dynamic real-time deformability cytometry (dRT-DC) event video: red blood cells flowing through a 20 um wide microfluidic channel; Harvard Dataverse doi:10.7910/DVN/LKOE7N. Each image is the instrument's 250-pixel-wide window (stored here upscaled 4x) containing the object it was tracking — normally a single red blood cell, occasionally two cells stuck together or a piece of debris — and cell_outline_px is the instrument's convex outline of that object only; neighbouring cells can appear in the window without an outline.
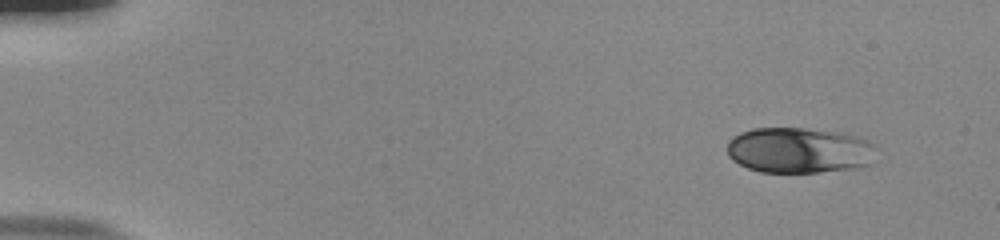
{"species": "human", "species_latin": "Homo sapiens", "temperature_condition": "room temperature", "stored_images_in_passage": 50, "camera_frame_rate_fps": 3000, "um_per_image_px": 0.085, "donor": {"sex": "male"}, "frame": {"image": 1, "passage_image": 1, "time_ms": 0.0, "image_size_px": [1000, 240], "cell_outline_px": [[880, 148], [868, 164], [848, 168], [820, 172], [760, 172], [748, 168], [732, 160], [728, 156], [728, 140], [732, 136], [740, 132], [752, 128], [804, 128], [844, 132], [868, 140], [876, 144]], "centroid_in_image_um": [67.94, 12.75], "position_along_channel_um": 17.1, "area_um2": 40.06}}
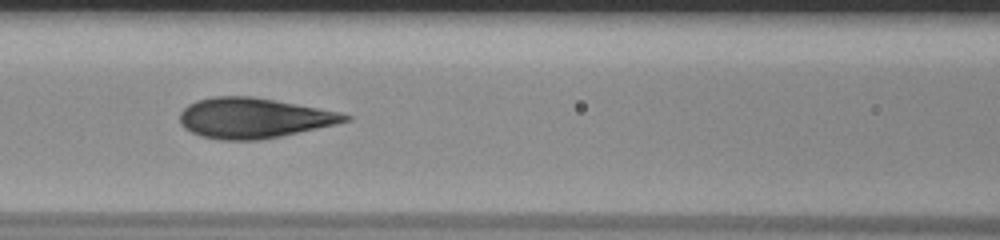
{"frame": {"image": 2, "passage_image": 21, "time_ms": 6.667, "image_size_px": [1000, 240], "cell_outline_px": [[352, 120], [280, 136], [260, 140], [220, 140], [200, 136], [184, 128], [180, 124], [180, 112], [188, 104], [196, 100], [216, 96], [252, 96], [276, 100], [340, 112], [352, 116]], "centroid_in_image_um": [21.53, 10.03], "position_along_channel_um": 145.1, "area_um2": 38.67}}
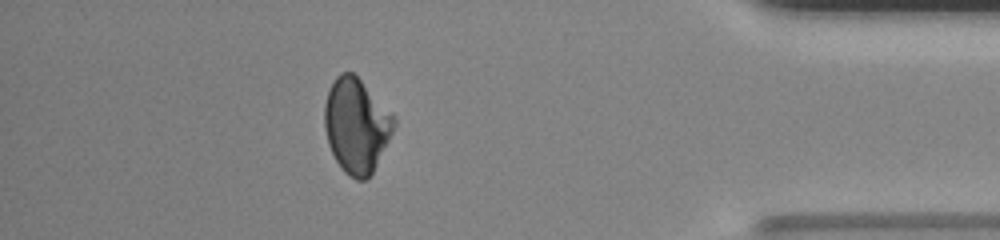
{"frame": {"image": 3, "passage_image": 44, "time_ms": 14.333, "image_size_px": [1000, 240], "cell_outline_px": [[396, 124], [372, 172], [364, 180], [356, 180], [348, 176], [340, 168], [328, 144], [324, 128], [324, 104], [328, 88], [336, 76], [340, 72], [352, 72], [396, 116]], "centroid_in_image_um": [30.26, 10.65], "position_along_channel_um": 404.9, "area_um2": 38.15}, "authors_computed_cell_mechanics": {"area_um2": 38.6104, "velocity_mm_per_s": 3.8455, "shape_relaxation_time_tau1_ms": 5.1657, "shape_relaxation_time_tau2_ms": 0.9975, "deformation_change_tau1": 0.1438, "deformation_change_tau2": 0.0349}}